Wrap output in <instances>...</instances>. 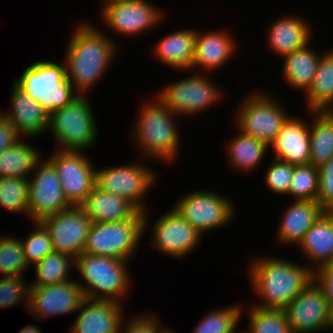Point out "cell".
Segmentation results:
<instances>
[{"instance_id":"6da1fadb","label":"cell","mask_w":333,"mask_h":333,"mask_svg":"<svg viewBox=\"0 0 333 333\" xmlns=\"http://www.w3.org/2000/svg\"><path fill=\"white\" fill-rule=\"evenodd\" d=\"M91 22L75 25L69 37L65 60L68 81L76 93L86 95L114 62L117 46L104 31ZM95 27H94V26ZM117 44V45H116Z\"/></svg>"},{"instance_id":"7a4b0ae2","label":"cell","mask_w":333,"mask_h":333,"mask_svg":"<svg viewBox=\"0 0 333 333\" xmlns=\"http://www.w3.org/2000/svg\"><path fill=\"white\" fill-rule=\"evenodd\" d=\"M254 259L246 265V274L258 295V303L252 305L258 308L283 310L314 279V272L306 263L301 265L271 255Z\"/></svg>"},{"instance_id":"3957f363","label":"cell","mask_w":333,"mask_h":333,"mask_svg":"<svg viewBox=\"0 0 333 333\" xmlns=\"http://www.w3.org/2000/svg\"><path fill=\"white\" fill-rule=\"evenodd\" d=\"M145 101L131 129L133 140L144 160H162L168 164L179 156L180 133L174 114L156 95ZM156 96V97H155ZM179 153V154H178Z\"/></svg>"},{"instance_id":"277c9868","label":"cell","mask_w":333,"mask_h":333,"mask_svg":"<svg viewBox=\"0 0 333 333\" xmlns=\"http://www.w3.org/2000/svg\"><path fill=\"white\" fill-rule=\"evenodd\" d=\"M127 262L119 258L81 253L75 259V268L86 283L78 282L85 298L123 304L122 300L129 294L132 284Z\"/></svg>"},{"instance_id":"5b68a950","label":"cell","mask_w":333,"mask_h":333,"mask_svg":"<svg viewBox=\"0 0 333 333\" xmlns=\"http://www.w3.org/2000/svg\"><path fill=\"white\" fill-rule=\"evenodd\" d=\"M148 211L118 222H92L82 253L131 260L147 230Z\"/></svg>"},{"instance_id":"8992f818","label":"cell","mask_w":333,"mask_h":333,"mask_svg":"<svg viewBox=\"0 0 333 333\" xmlns=\"http://www.w3.org/2000/svg\"><path fill=\"white\" fill-rule=\"evenodd\" d=\"M91 106L87 95L79 94L66 106L49 114L47 131L57 140L56 149L84 151L97 143L99 130Z\"/></svg>"},{"instance_id":"52a82bcc","label":"cell","mask_w":333,"mask_h":333,"mask_svg":"<svg viewBox=\"0 0 333 333\" xmlns=\"http://www.w3.org/2000/svg\"><path fill=\"white\" fill-rule=\"evenodd\" d=\"M50 114L70 103L78 93L68 81L66 65L56 61H36L13 81Z\"/></svg>"},{"instance_id":"ba28073f","label":"cell","mask_w":333,"mask_h":333,"mask_svg":"<svg viewBox=\"0 0 333 333\" xmlns=\"http://www.w3.org/2000/svg\"><path fill=\"white\" fill-rule=\"evenodd\" d=\"M277 102L268 93L258 90L250 93L235 112L237 130L255 137L269 147L290 117L288 111L285 112Z\"/></svg>"},{"instance_id":"9c48e42d","label":"cell","mask_w":333,"mask_h":333,"mask_svg":"<svg viewBox=\"0 0 333 333\" xmlns=\"http://www.w3.org/2000/svg\"><path fill=\"white\" fill-rule=\"evenodd\" d=\"M192 73L176 82H169L155 93L179 117L193 116L207 110L215 103L221 102L220 98L222 100L223 93H226L218 85H214L208 73H200V70Z\"/></svg>"},{"instance_id":"30bf717a","label":"cell","mask_w":333,"mask_h":333,"mask_svg":"<svg viewBox=\"0 0 333 333\" xmlns=\"http://www.w3.org/2000/svg\"><path fill=\"white\" fill-rule=\"evenodd\" d=\"M173 209L202 236L234 219L235 203L215 190L191 191L176 200Z\"/></svg>"},{"instance_id":"8fae6325","label":"cell","mask_w":333,"mask_h":333,"mask_svg":"<svg viewBox=\"0 0 333 333\" xmlns=\"http://www.w3.org/2000/svg\"><path fill=\"white\" fill-rule=\"evenodd\" d=\"M147 166L148 163L146 165L139 160L138 163L97 169L95 186L104 192L123 197L139 211L146 212L144 197L157 178L154 170Z\"/></svg>"},{"instance_id":"7c38bea8","label":"cell","mask_w":333,"mask_h":333,"mask_svg":"<svg viewBox=\"0 0 333 333\" xmlns=\"http://www.w3.org/2000/svg\"><path fill=\"white\" fill-rule=\"evenodd\" d=\"M29 177L27 217L32 222L57 214L73 206L62 189V184L54 165L40 160Z\"/></svg>"},{"instance_id":"4fadbf2b","label":"cell","mask_w":333,"mask_h":333,"mask_svg":"<svg viewBox=\"0 0 333 333\" xmlns=\"http://www.w3.org/2000/svg\"><path fill=\"white\" fill-rule=\"evenodd\" d=\"M145 0L114 2L102 7L99 14L109 30L122 36L137 37L143 32L153 30L164 20L165 12ZM157 25V26H156ZM153 28V29H152Z\"/></svg>"},{"instance_id":"5bb4252c","label":"cell","mask_w":333,"mask_h":333,"mask_svg":"<svg viewBox=\"0 0 333 333\" xmlns=\"http://www.w3.org/2000/svg\"><path fill=\"white\" fill-rule=\"evenodd\" d=\"M283 310L293 333L331 330L330 303L314 279Z\"/></svg>"},{"instance_id":"9a60e30c","label":"cell","mask_w":333,"mask_h":333,"mask_svg":"<svg viewBox=\"0 0 333 333\" xmlns=\"http://www.w3.org/2000/svg\"><path fill=\"white\" fill-rule=\"evenodd\" d=\"M84 151L56 149L48 160L54 165L66 199L78 206L95 187L96 169Z\"/></svg>"},{"instance_id":"2e32d148","label":"cell","mask_w":333,"mask_h":333,"mask_svg":"<svg viewBox=\"0 0 333 333\" xmlns=\"http://www.w3.org/2000/svg\"><path fill=\"white\" fill-rule=\"evenodd\" d=\"M39 222L49 233L55 252L74 259L83 252L92 220L79 206H71Z\"/></svg>"},{"instance_id":"e0dca14e","label":"cell","mask_w":333,"mask_h":333,"mask_svg":"<svg viewBox=\"0 0 333 333\" xmlns=\"http://www.w3.org/2000/svg\"><path fill=\"white\" fill-rule=\"evenodd\" d=\"M167 211L153 221L150 246L177 259L187 257L198 248L203 236L173 208Z\"/></svg>"},{"instance_id":"ac0fdd59","label":"cell","mask_w":333,"mask_h":333,"mask_svg":"<svg viewBox=\"0 0 333 333\" xmlns=\"http://www.w3.org/2000/svg\"><path fill=\"white\" fill-rule=\"evenodd\" d=\"M84 299L77 280L48 286H30L28 311L38 320L69 315L78 312Z\"/></svg>"},{"instance_id":"d6986e66","label":"cell","mask_w":333,"mask_h":333,"mask_svg":"<svg viewBox=\"0 0 333 333\" xmlns=\"http://www.w3.org/2000/svg\"><path fill=\"white\" fill-rule=\"evenodd\" d=\"M11 88V111L1 114L15 128L17 134L22 138L40 137L47 132L49 113L40 102L32 99L27 93L12 81Z\"/></svg>"},{"instance_id":"ffe728a7","label":"cell","mask_w":333,"mask_h":333,"mask_svg":"<svg viewBox=\"0 0 333 333\" xmlns=\"http://www.w3.org/2000/svg\"><path fill=\"white\" fill-rule=\"evenodd\" d=\"M123 304L110 300L85 298L69 333H120L124 319Z\"/></svg>"},{"instance_id":"44dd1931","label":"cell","mask_w":333,"mask_h":333,"mask_svg":"<svg viewBox=\"0 0 333 333\" xmlns=\"http://www.w3.org/2000/svg\"><path fill=\"white\" fill-rule=\"evenodd\" d=\"M196 30L195 50L190 72L196 68L204 71V74L213 72L227 65L236 50V42L232 34L225 30H215L200 33ZM229 34V35H228ZM208 71V72H207Z\"/></svg>"},{"instance_id":"7402d4cb","label":"cell","mask_w":333,"mask_h":333,"mask_svg":"<svg viewBox=\"0 0 333 333\" xmlns=\"http://www.w3.org/2000/svg\"><path fill=\"white\" fill-rule=\"evenodd\" d=\"M298 118V119H297ZM290 116L283 124L273 143L269 146L275 152V159L294 166L310 163L309 123L302 118ZM308 123V124H307Z\"/></svg>"},{"instance_id":"603a6c76","label":"cell","mask_w":333,"mask_h":333,"mask_svg":"<svg viewBox=\"0 0 333 333\" xmlns=\"http://www.w3.org/2000/svg\"><path fill=\"white\" fill-rule=\"evenodd\" d=\"M268 26L265 33L268 46L283 58L293 51L304 48L311 43L312 29L310 23L300 15L287 14ZM268 33H267V32Z\"/></svg>"},{"instance_id":"cb8c5ba5","label":"cell","mask_w":333,"mask_h":333,"mask_svg":"<svg viewBox=\"0 0 333 333\" xmlns=\"http://www.w3.org/2000/svg\"><path fill=\"white\" fill-rule=\"evenodd\" d=\"M277 232V242L295 245L325 212L315 201L294 200L287 206Z\"/></svg>"},{"instance_id":"d4e9b609","label":"cell","mask_w":333,"mask_h":333,"mask_svg":"<svg viewBox=\"0 0 333 333\" xmlns=\"http://www.w3.org/2000/svg\"><path fill=\"white\" fill-rule=\"evenodd\" d=\"M314 272L333 262V216L325 211L297 245ZM311 265V266H310ZM315 267V268H314Z\"/></svg>"},{"instance_id":"484cf974","label":"cell","mask_w":333,"mask_h":333,"mask_svg":"<svg viewBox=\"0 0 333 333\" xmlns=\"http://www.w3.org/2000/svg\"><path fill=\"white\" fill-rule=\"evenodd\" d=\"M92 222H118L133 218L139 210L123 197L94 187L78 205Z\"/></svg>"},{"instance_id":"4316f807","label":"cell","mask_w":333,"mask_h":333,"mask_svg":"<svg viewBox=\"0 0 333 333\" xmlns=\"http://www.w3.org/2000/svg\"><path fill=\"white\" fill-rule=\"evenodd\" d=\"M196 30L181 29L163 36L154 46L156 58L167 67L191 71L195 50Z\"/></svg>"},{"instance_id":"83f0119b","label":"cell","mask_w":333,"mask_h":333,"mask_svg":"<svg viewBox=\"0 0 333 333\" xmlns=\"http://www.w3.org/2000/svg\"><path fill=\"white\" fill-rule=\"evenodd\" d=\"M308 44L304 48L293 51L284 56L282 67L283 79L295 90H302L306 94L317 72L320 53L310 48Z\"/></svg>"},{"instance_id":"f1b7e54d","label":"cell","mask_w":333,"mask_h":333,"mask_svg":"<svg viewBox=\"0 0 333 333\" xmlns=\"http://www.w3.org/2000/svg\"><path fill=\"white\" fill-rule=\"evenodd\" d=\"M305 96L309 112L333 111V48L321 53L317 72Z\"/></svg>"},{"instance_id":"f546056e","label":"cell","mask_w":333,"mask_h":333,"mask_svg":"<svg viewBox=\"0 0 333 333\" xmlns=\"http://www.w3.org/2000/svg\"><path fill=\"white\" fill-rule=\"evenodd\" d=\"M40 152L25 140H18L0 153V178H29L42 159Z\"/></svg>"},{"instance_id":"4dcf8cb0","label":"cell","mask_w":333,"mask_h":333,"mask_svg":"<svg viewBox=\"0 0 333 333\" xmlns=\"http://www.w3.org/2000/svg\"><path fill=\"white\" fill-rule=\"evenodd\" d=\"M308 113L314 116L309 126V164L320 167L333 157V111Z\"/></svg>"},{"instance_id":"1f68e13d","label":"cell","mask_w":333,"mask_h":333,"mask_svg":"<svg viewBox=\"0 0 333 333\" xmlns=\"http://www.w3.org/2000/svg\"><path fill=\"white\" fill-rule=\"evenodd\" d=\"M226 147V153L229 155L227 158L233 169L235 167L246 173L258 168L270 149L265 143L240 131L233 139H230Z\"/></svg>"},{"instance_id":"d6a6232c","label":"cell","mask_w":333,"mask_h":333,"mask_svg":"<svg viewBox=\"0 0 333 333\" xmlns=\"http://www.w3.org/2000/svg\"><path fill=\"white\" fill-rule=\"evenodd\" d=\"M34 266L36 281L31 282L30 286H48L71 280L69 276L72 267H75V259L67 254L53 251Z\"/></svg>"},{"instance_id":"836d02e7","label":"cell","mask_w":333,"mask_h":333,"mask_svg":"<svg viewBox=\"0 0 333 333\" xmlns=\"http://www.w3.org/2000/svg\"><path fill=\"white\" fill-rule=\"evenodd\" d=\"M242 309L241 304L235 303L213 309L203 316L191 333H238L236 327L244 313Z\"/></svg>"},{"instance_id":"e575fe53","label":"cell","mask_w":333,"mask_h":333,"mask_svg":"<svg viewBox=\"0 0 333 333\" xmlns=\"http://www.w3.org/2000/svg\"><path fill=\"white\" fill-rule=\"evenodd\" d=\"M249 327L241 333H293L284 310L262 309L250 305Z\"/></svg>"},{"instance_id":"d590c367","label":"cell","mask_w":333,"mask_h":333,"mask_svg":"<svg viewBox=\"0 0 333 333\" xmlns=\"http://www.w3.org/2000/svg\"><path fill=\"white\" fill-rule=\"evenodd\" d=\"M24 256L21 238L0 235V274L5 276H22L29 269Z\"/></svg>"},{"instance_id":"8d00e7d4","label":"cell","mask_w":333,"mask_h":333,"mask_svg":"<svg viewBox=\"0 0 333 333\" xmlns=\"http://www.w3.org/2000/svg\"><path fill=\"white\" fill-rule=\"evenodd\" d=\"M29 178H0V207L27 214Z\"/></svg>"},{"instance_id":"74e56055","label":"cell","mask_w":333,"mask_h":333,"mask_svg":"<svg viewBox=\"0 0 333 333\" xmlns=\"http://www.w3.org/2000/svg\"><path fill=\"white\" fill-rule=\"evenodd\" d=\"M319 167L314 165L294 166V174L288 195L295 200L315 201L318 193Z\"/></svg>"},{"instance_id":"f35d334b","label":"cell","mask_w":333,"mask_h":333,"mask_svg":"<svg viewBox=\"0 0 333 333\" xmlns=\"http://www.w3.org/2000/svg\"><path fill=\"white\" fill-rule=\"evenodd\" d=\"M35 228L25 239H21L24 256L29 266L40 262L47 254L54 251L51 237L39 222H33Z\"/></svg>"},{"instance_id":"ab89813d","label":"cell","mask_w":333,"mask_h":333,"mask_svg":"<svg viewBox=\"0 0 333 333\" xmlns=\"http://www.w3.org/2000/svg\"><path fill=\"white\" fill-rule=\"evenodd\" d=\"M24 281L22 276H0V309L23 302L22 306L26 308L24 310H28L30 284Z\"/></svg>"},{"instance_id":"60d3db41","label":"cell","mask_w":333,"mask_h":333,"mask_svg":"<svg viewBox=\"0 0 333 333\" xmlns=\"http://www.w3.org/2000/svg\"><path fill=\"white\" fill-rule=\"evenodd\" d=\"M265 172L266 188L279 195H288L294 174V165L273 158Z\"/></svg>"},{"instance_id":"b9f144b4","label":"cell","mask_w":333,"mask_h":333,"mask_svg":"<svg viewBox=\"0 0 333 333\" xmlns=\"http://www.w3.org/2000/svg\"><path fill=\"white\" fill-rule=\"evenodd\" d=\"M124 318L121 324L120 333H164L168 328L159 324L161 320L154 313H139L131 318L128 323Z\"/></svg>"},{"instance_id":"7bdbcfd3","label":"cell","mask_w":333,"mask_h":333,"mask_svg":"<svg viewBox=\"0 0 333 333\" xmlns=\"http://www.w3.org/2000/svg\"><path fill=\"white\" fill-rule=\"evenodd\" d=\"M316 202L325 211L333 205V157L319 167Z\"/></svg>"},{"instance_id":"ee69618b","label":"cell","mask_w":333,"mask_h":333,"mask_svg":"<svg viewBox=\"0 0 333 333\" xmlns=\"http://www.w3.org/2000/svg\"><path fill=\"white\" fill-rule=\"evenodd\" d=\"M314 280L322 288L328 302L333 303V262L314 270Z\"/></svg>"},{"instance_id":"f6af8a7d","label":"cell","mask_w":333,"mask_h":333,"mask_svg":"<svg viewBox=\"0 0 333 333\" xmlns=\"http://www.w3.org/2000/svg\"><path fill=\"white\" fill-rule=\"evenodd\" d=\"M22 139L15 128L0 112V153Z\"/></svg>"},{"instance_id":"bcb514c9","label":"cell","mask_w":333,"mask_h":333,"mask_svg":"<svg viewBox=\"0 0 333 333\" xmlns=\"http://www.w3.org/2000/svg\"><path fill=\"white\" fill-rule=\"evenodd\" d=\"M18 333H42V331L36 325L28 324L23 327Z\"/></svg>"},{"instance_id":"7dc6e473","label":"cell","mask_w":333,"mask_h":333,"mask_svg":"<svg viewBox=\"0 0 333 333\" xmlns=\"http://www.w3.org/2000/svg\"><path fill=\"white\" fill-rule=\"evenodd\" d=\"M330 325L331 330L333 329V303L330 304Z\"/></svg>"},{"instance_id":"c3c4849f","label":"cell","mask_w":333,"mask_h":333,"mask_svg":"<svg viewBox=\"0 0 333 333\" xmlns=\"http://www.w3.org/2000/svg\"><path fill=\"white\" fill-rule=\"evenodd\" d=\"M102 1V0H101ZM120 1H127V0H104L102 1L103 2V5H101V7H104L106 6L107 4H111V3H114V2H120Z\"/></svg>"},{"instance_id":"681fc988","label":"cell","mask_w":333,"mask_h":333,"mask_svg":"<svg viewBox=\"0 0 333 333\" xmlns=\"http://www.w3.org/2000/svg\"><path fill=\"white\" fill-rule=\"evenodd\" d=\"M174 330L167 329L164 333H175Z\"/></svg>"},{"instance_id":"f907efd6","label":"cell","mask_w":333,"mask_h":333,"mask_svg":"<svg viewBox=\"0 0 333 333\" xmlns=\"http://www.w3.org/2000/svg\"><path fill=\"white\" fill-rule=\"evenodd\" d=\"M327 211H333V205Z\"/></svg>"}]
</instances>
